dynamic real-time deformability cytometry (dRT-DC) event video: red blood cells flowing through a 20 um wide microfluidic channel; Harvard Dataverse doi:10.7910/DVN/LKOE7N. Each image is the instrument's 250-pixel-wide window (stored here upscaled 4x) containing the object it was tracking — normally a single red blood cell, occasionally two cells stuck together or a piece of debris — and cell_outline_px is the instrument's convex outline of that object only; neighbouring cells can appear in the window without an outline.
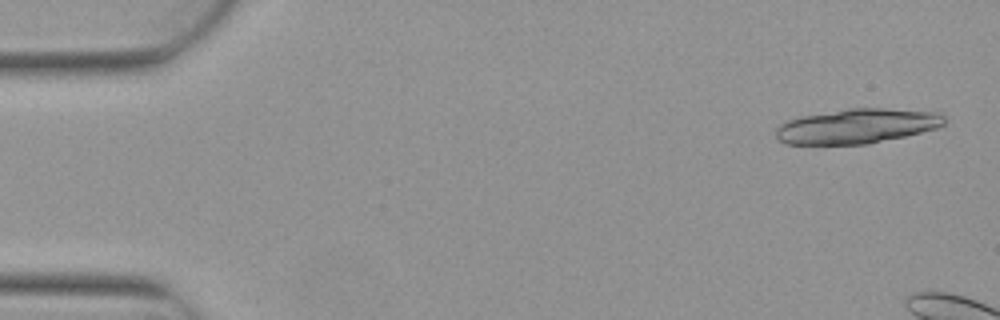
{"species": "Egyptian fruit bat (a non-hibernating species)", "species_latin": "Rousettus aegyptiacus", "temperature_condition": "warm", "stored_images_in_passage": 3, "camera_frame_rate_fps": 3000, "um_per_image_px": 0.085, "animal": {"sex": "female"}, "frame": {"image": 1, "passage_image": 1, "time_ms": 0.0, "image_size_px": [1000, 320], "cell_outline_px": [[944, 124], [936, 128], [904, 136], [868, 144], [788, 144], [780, 140], [776, 136], [776, 128], [780, 124], [788, 120], [804, 116], [848, 108], [884, 108], [940, 112], [944, 116]], "centroid_in_image_um": [72.86, 10.71], "position_along_channel_um": 12.1, "area_um2": 33.81}}